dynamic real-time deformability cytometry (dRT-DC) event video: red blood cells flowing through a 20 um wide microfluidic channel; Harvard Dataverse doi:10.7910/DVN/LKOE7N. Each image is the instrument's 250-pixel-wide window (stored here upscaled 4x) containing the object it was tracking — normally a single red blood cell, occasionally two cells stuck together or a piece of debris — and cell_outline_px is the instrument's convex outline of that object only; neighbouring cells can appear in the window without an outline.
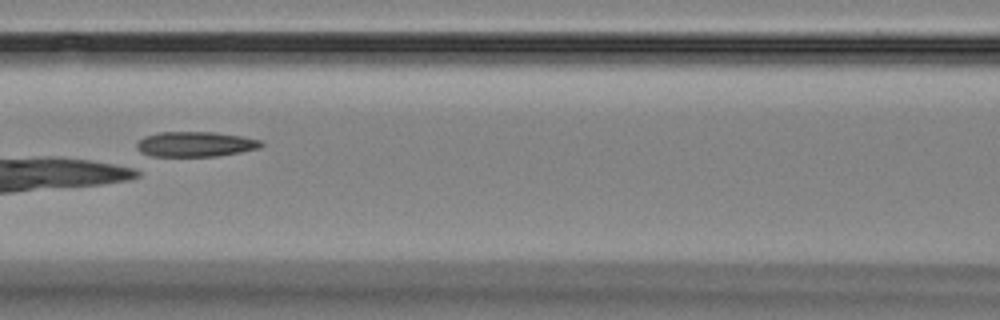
{"species": "Egyptian fruit bat (a non-hibernating species)", "species_latin": "Rousettus aegyptiacus", "temperature_condition": "room temperature", "stored_images_in_passage": 9, "camera_frame_rate_fps": 3000, "um_per_image_px": 0.085, "animal": {"sex": "female"}, "frame": {"image": 1, "passage_image": 7, "time_ms": 7.0, "image_size_px": [1000, 320], "cell_outline_px": [[264, 144], [260, 148], [240, 152], [216, 156], [140, 156], [136, 148], [136, 144], [144, 136], [160, 132], [216, 132], [240, 136], [260, 140]], "centroid_in_image_um": [16.54, 12.26], "position_along_channel_um": 150.1, "area_um2": 18.38}}
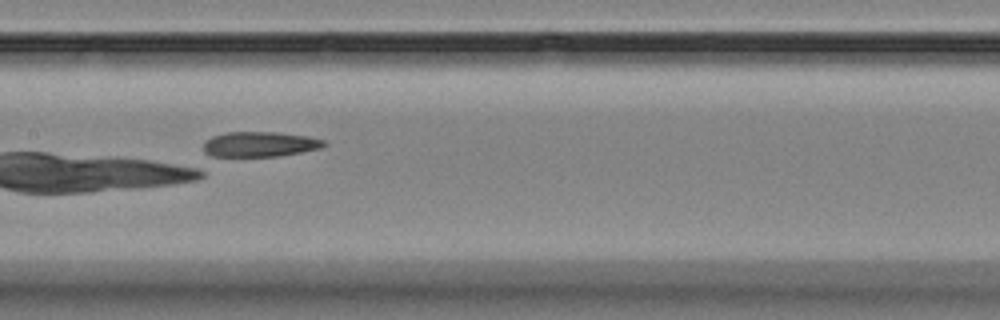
{"frame": {"image": 2, "passage_image": 8, "time_ms": 8.0, "image_size_px": [1000, 320], "cell_outline_px": [[328, 144], [320, 148], [300, 152], [276, 156], [212, 156], [204, 152], [204, 140], [212, 136], [224, 132], [280, 132], [308, 136], [324, 140]], "centroid_in_image_um": [22.07, 12.24], "position_along_channel_um": 185.3, "area_um2": 17.69}}